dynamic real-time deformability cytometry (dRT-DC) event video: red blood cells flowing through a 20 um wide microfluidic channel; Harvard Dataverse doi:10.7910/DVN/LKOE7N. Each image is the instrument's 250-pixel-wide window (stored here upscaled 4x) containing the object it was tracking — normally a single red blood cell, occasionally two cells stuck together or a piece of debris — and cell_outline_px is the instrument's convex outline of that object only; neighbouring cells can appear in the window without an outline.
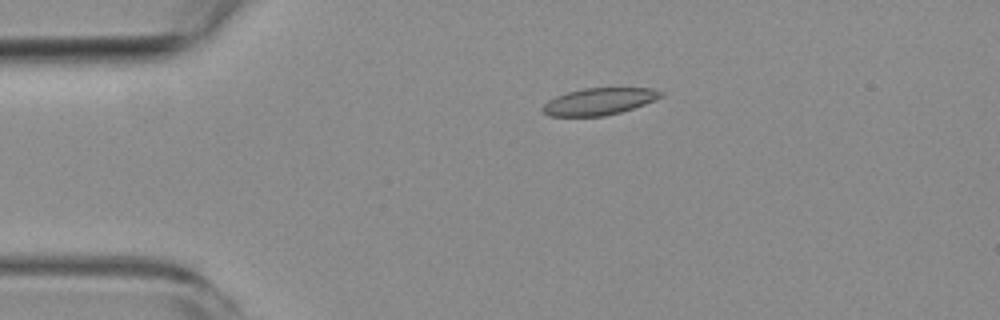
{"species": "common noctule bat (a hibernating species)", "species_latin": "Nyctalus noctula", "temperature_condition": "room temperature", "stored_images_in_passage": 4, "camera_frame_rate_fps": 3000, "um_per_image_px": 0.085, "animal": {"sex": "female", "body_mass_g": 19.3, "forearm_length_mm": 54.1}, "frame": {"image": 1, "passage_image": 3, "time_ms": 3.333, "image_size_px": [1000, 320], "cell_outline_px": [[664, 96], [656, 100], [620, 112], [604, 116], [548, 116], [540, 108], [548, 100], [556, 96], [568, 92], [584, 88], [652, 88], [664, 92]], "centroid_in_image_um": [50.93, 8.62], "position_along_channel_um": 34.1, "area_um2": 18.55}}